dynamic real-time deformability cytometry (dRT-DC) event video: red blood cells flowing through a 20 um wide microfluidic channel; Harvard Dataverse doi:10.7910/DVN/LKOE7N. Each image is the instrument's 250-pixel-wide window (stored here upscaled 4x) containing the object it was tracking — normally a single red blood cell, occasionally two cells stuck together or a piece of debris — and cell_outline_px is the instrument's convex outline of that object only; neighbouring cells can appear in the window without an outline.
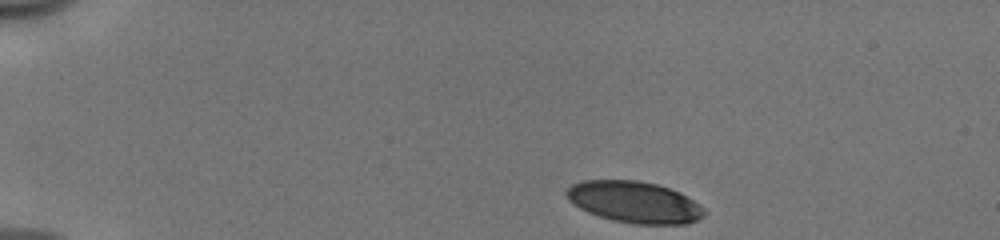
{"species": "human", "species_latin": "Homo sapiens", "temperature_condition": "cold", "stored_images_in_passage": 38, "camera_frame_rate_fps": 3000, "um_per_image_px": 0.085, "donor": {"sex": "male"}, "frame": {"image": 1, "passage_image": 1, "time_ms": 0.0, "image_size_px": [1000, 240], "cell_outline_px": [[704, 216], [688, 224], [636, 224], [612, 220], [588, 212], [580, 208], [568, 200], [564, 192], [572, 184], [580, 180], [636, 180], [656, 184], [680, 192], [700, 204], [704, 208]], "centroid_in_image_um": [53.91, 17.17], "position_along_channel_um": 31.1, "area_um2": 33.35}}
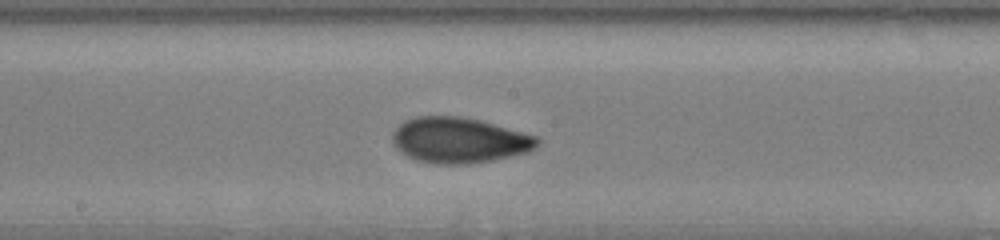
{"frame": {"image": 2, "passage_image": 21, "time_ms": 6.667, "image_size_px": [1000, 240], "cell_outline_px": [[540, 144], [536, 148], [528, 152], [492, 160], [468, 164], [436, 164], [416, 160], [400, 152], [392, 144], [392, 132], [404, 120], [416, 116], [460, 116], [480, 120], [536, 136], [540, 140]], "centroid_in_image_um": [39.01, 11.92], "position_along_channel_um": 209.2, "area_um2": 38.61}}
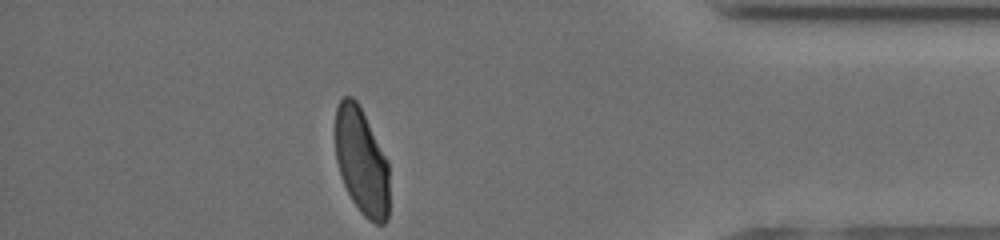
{"frame": {"image": 3, "passage_image": 38, "time_ms": 12.333, "image_size_px": [1000, 240], "cell_outline_px": [[388, 220], [384, 224], [376, 224], [368, 220], [360, 212], [352, 200], [344, 184], [336, 160], [336, 108], [340, 100], [344, 96], [352, 96], [356, 100], [388, 160]], "centroid_in_image_um": [30.74, 13.75], "position_along_channel_um": 404.5, "area_um2": 33.35}, "authors_computed_cell_mechanics": {"area_um2": 36.8475, "velocity_mm_per_s": 3.9632, "shape_relaxation_time_tau1_ms": 5.6127, "shape_relaxation_time_tau2_ms": 0.9591, "deformation_change_tau1": 0.1736, "deformation_change_tau2": 0.0551}}